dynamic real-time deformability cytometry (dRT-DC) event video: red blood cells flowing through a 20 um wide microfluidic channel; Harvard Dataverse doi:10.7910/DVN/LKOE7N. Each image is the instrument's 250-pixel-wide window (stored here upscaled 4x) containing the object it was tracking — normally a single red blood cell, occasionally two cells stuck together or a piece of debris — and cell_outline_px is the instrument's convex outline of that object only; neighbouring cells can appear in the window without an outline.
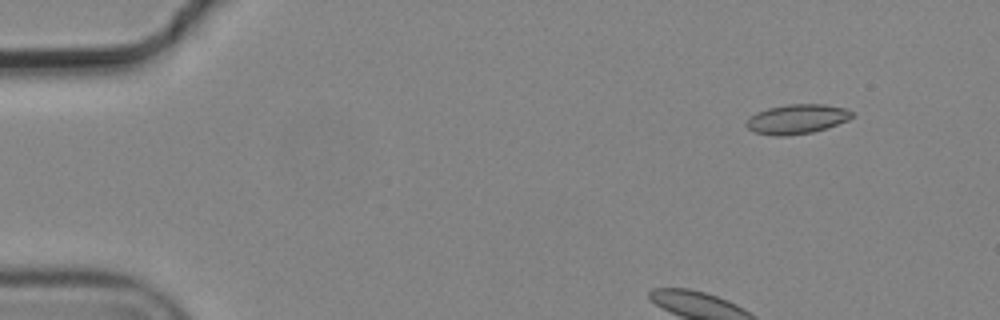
{"species": "common noctule bat (a hibernating species)", "species_latin": "Nyctalus noctula", "temperature_condition": "cold", "stored_images_in_passage": 7, "camera_frame_rate_fps": 3000, "um_per_image_px": 0.085, "animal": {"sex": "male", "body_mass_g": 19.2, "forearm_length_mm": 51.8}, "frame": {"image": 1, "passage_image": 2, "time_ms": 0.333, "image_size_px": [1000, 320], "cell_outline_px": [[856, 116], [848, 120], [812, 132], [788, 136], [772, 136], [756, 132], [748, 128], [744, 124], [756, 112], [768, 108], [788, 104], [824, 104], [844, 108], [852, 112]], "centroid_in_image_um": [67.74, 10.12], "position_along_channel_um": 17.3, "area_um2": 18.09}}
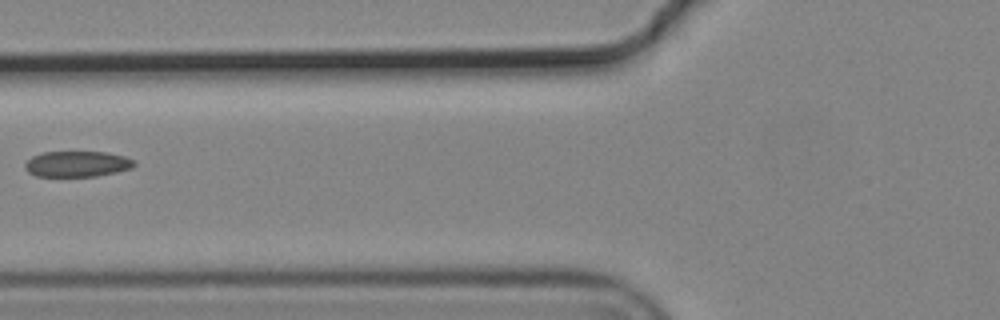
{"frame": {"image": 2, "passage_image": 6, "time_ms": 1.667, "image_size_px": [1000, 320], "cell_outline_px": [[136, 164], [132, 168], [116, 172], [96, 176], [36, 176], [28, 172], [24, 168], [24, 164], [32, 156], [44, 152], [108, 152], [124, 156], [136, 160]], "centroid_in_image_um": [6.58, 13.93], "position_along_channel_um": 119.2, "area_um2": 16.47}}
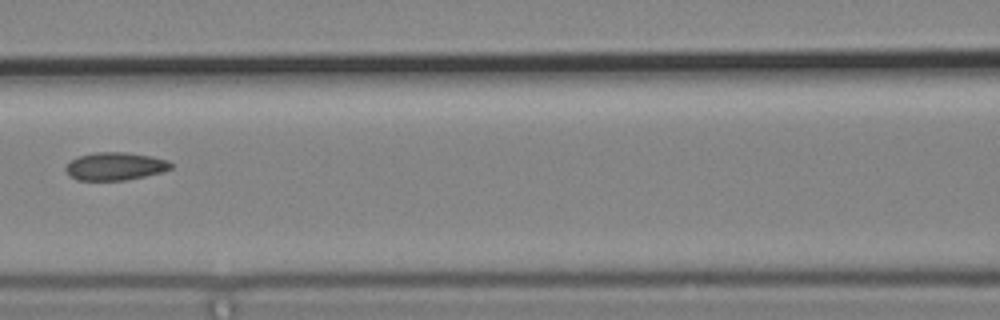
{"frame": {"image": 3, "passage_image": 7, "time_ms": 2.0, "image_size_px": [1000, 320], "cell_outline_px": [[172, 168], [164, 172], [124, 180], [76, 180], [68, 176], [64, 168], [64, 164], [80, 156], [96, 152], [124, 152], [152, 156], [168, 160], [172, 164]], "centroid_in_image_um": [9.77, 14.14], "position_along_channel_um": 156.8, "area_um2": 17.22}}